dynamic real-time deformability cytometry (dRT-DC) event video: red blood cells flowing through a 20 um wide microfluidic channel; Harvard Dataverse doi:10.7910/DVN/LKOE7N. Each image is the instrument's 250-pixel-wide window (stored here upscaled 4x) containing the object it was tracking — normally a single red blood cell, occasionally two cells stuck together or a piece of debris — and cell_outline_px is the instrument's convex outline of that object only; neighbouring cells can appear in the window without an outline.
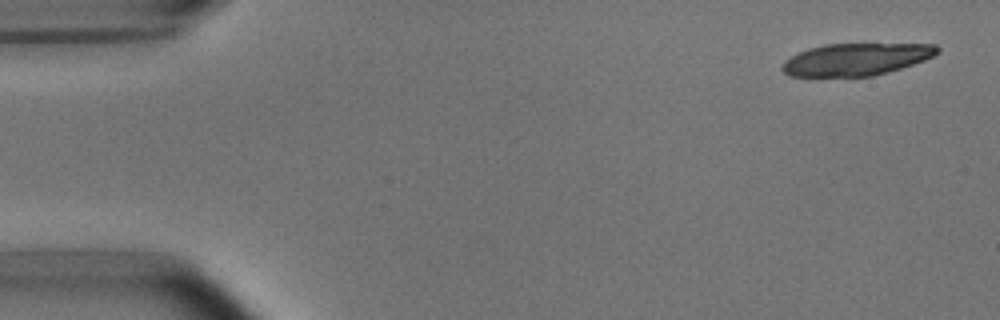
{"species": "common noctule bat (a hibernating species)", "species_latin": "Nyctalus noctula", "temperature_condition": "room temperature", "stored_images_in_passage": 4, "camera_frame_rate_fps": 3000, "um_per_image_px": 0.085, "animal": {"sex": "male", "body_mass_g": 15.6}, "frame": {"image": 1, "passage_image": 1, "time_ms": 0.0, "image_size_px": [1000, 320], "cell_outline_px": [[940, 52], [924, 60], [888, 72], [872, 76], [788, 76], [780, 68], [792, 56], [808, 48], [824, 44], [936, 44], [940, 48]], "centroid_in_image_um": [72.79, 5.04], "position_along_channel_um": 12.2, "area_um2": 28.84}}